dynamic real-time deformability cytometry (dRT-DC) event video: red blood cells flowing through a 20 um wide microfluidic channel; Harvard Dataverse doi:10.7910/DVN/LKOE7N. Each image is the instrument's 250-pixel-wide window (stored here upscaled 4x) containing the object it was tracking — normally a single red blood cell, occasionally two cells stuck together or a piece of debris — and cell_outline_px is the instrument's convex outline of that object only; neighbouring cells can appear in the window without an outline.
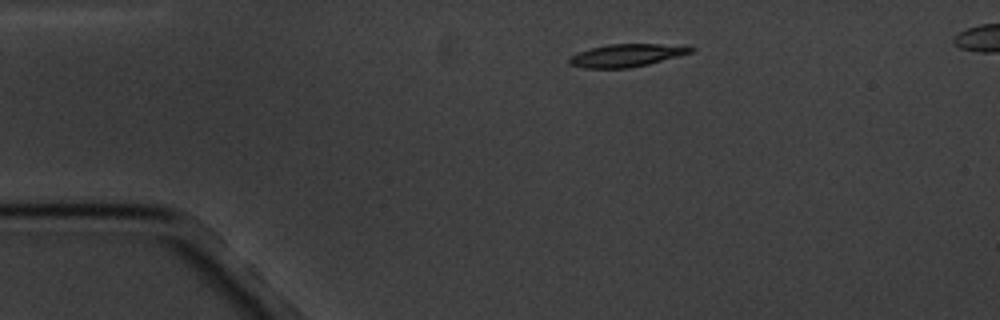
{"species": "common noctule bat (a hibernating species)", "species_latin": "Nyctalus noctula", "temperature_condition": "cold", "stored_images_in_passage": 15, "segment_of_instrument_passage": [1, 2], "camera_frame_rate_fps": 3000, "um_per_image_px": 0.085, "animal": {"sex": "male", "body_mass_g": 20.1, "forearm_length_mm": 53.5}, "frame": {"image": 1, "passage_image": 1, "time_ms": 0.0, "image_size_px": [1000, 320], "cell_outline_px": [[696, 48], [692, 52], [648, 64], [628, 68], [584, 68], [568, 64], [568, 60], [576, 52], [608, 44], [688, 44]], "centroid_in_image_um": [53.3, 4.69], "position_along_channel_um": 31.7, "area_um2": 16.24}}
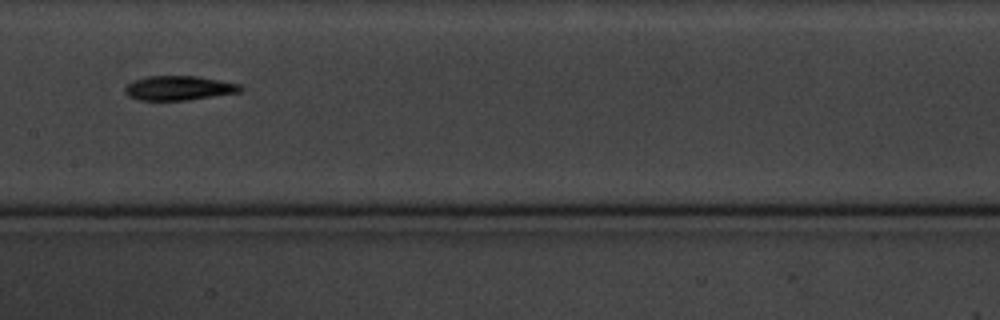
{"frame": {"image": 2, "passage_image": 6, "time_ms": 6.0, "image_size_px": [1000, 320], "cell_outline_px": [[244, 88], [240, 92], [188, 100], [136, 100], [128, 96], [124, 92], [124, 88], [132, 80], [144, 76], [196, 76], [220, 80], [240, 84]], "centroid_in_image_um": [15.17, 7.48], "position_along_channel_um": 192.2, "area_um2": 16.59}}
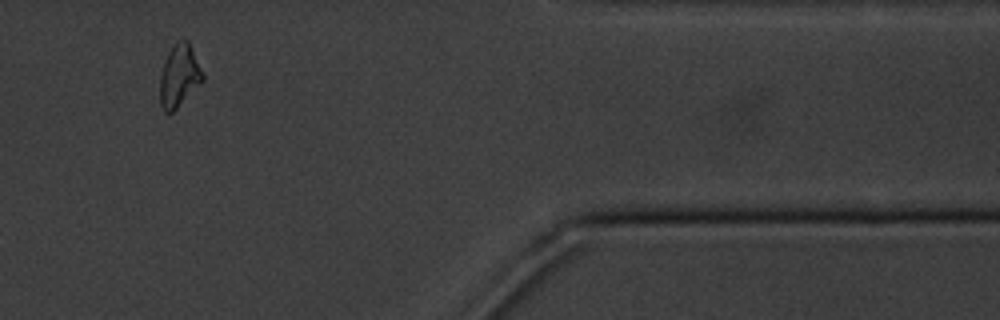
{"frame": {"image": 3, "passage_image": 12, "time_ms": 13.0, "image_size_px": [1000, 320], "cell_outline_px": [[204, 80], [172, 112], [164, 112], [160, 104], [160, 76], [168, 52], [176, 40], [188, 40], [204, 72]], "centroid_in_image_um": [15.25, 6.42], "position_along_channel_um": 396.2, "area_um2": 15.49}}